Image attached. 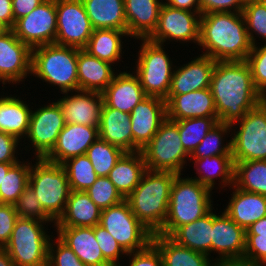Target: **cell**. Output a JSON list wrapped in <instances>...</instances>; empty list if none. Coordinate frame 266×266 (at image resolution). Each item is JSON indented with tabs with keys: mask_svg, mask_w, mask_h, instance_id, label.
<instances>
[{
	"mask_svg": "<svg viewBox=\"0 0 266 266\" xmlns=\"http://www.w3.org/2000/svg\"><path fill=\"white\" fill-rule=\"evenodd\" d=\"M94 235L104 258L112 266H120V257L128 253L121 247L115 238L101 225L94 226Z\"/></svg>",
	"mask_w": 266,
	"mask_h": 266,
	"instance_id": "7dc6e473",
	"label": "cell"
},
{
	"mask_svg": "<svg viewBox=\"0 0 266 266\" xmlns=\"http://www.w3.org/2000/svg\"><path fill=\"white\" fill-rule=\"evenodd\" d=\"M125 152L105 140L98 138L86 151V156L92 163L99 177L108 176L116 162Z\"/></svg>",
	"mask_w": 266,
	"mask_h": 266,
	"instance_id": "b9f144b4",
	"label": "cell"
},
{
	"mask_svg": "<svg viewBox=\"0 0 266 266\" xmlns=\"http://www.w3.org/2000/svg\"><path fill=\"white\" fill-rule=\"evenodd\" d=\"M93 29L127 31L124 0H82Z\"/></svg>",
	"mask_w": 266,
	"mask_h": 266,
	"instance_id": "d6a6232c",
	"label": "cell"
},
{
	"mask_svg": "<svg viewBox=\"0 0 266 266\" xmlns=\"http://www.w3.org/2000/svg\"><path fill=\"white\" fill-rule=\"evenodd\" d=\"M147 170L141 151L125 152L109 172L108 178L120 195L126 199Z\"/></svg>",
	"mask_w": 266,
	"mask_h": 266,
	"instance_id": "4dcf8cb0",
	"label": "cell"
},
{
	"mask_svg": "<svg viewBox=\"0 0 266 266\" xmlns=\"http://www.w3.org/2000/svg\"><path fill=\"white\" fill-rule=\"evenodd\" d=\"M253 83L260 94L266 97V44L261 46H252L247 56Z\"/></svg>",
	"mask_w": 266,
	"mask_h": 266,
	"instance_id": "bcb514c9",
	"label": "cell"
},
{
	"mask_svg": "<svg viewBox=\"0 0 266 266\" xmlns=\"http://www.w3.org/2000/svg\"><path fill=\"white\" fill-rule=\"evenodd\" d=\"M200 19L198 12L177 9L163 3L159 13L156 30L148 38L150 41L163 44L169 41L193 42L199 44Z\"/></svg>",
	"mask_w": 266,
	"mask_h": 266,
	"instance_id": "9a60e30c",
	"label": "cell"
},
{
	"mask_svg": "<svg viewBox=\"0 0 266 266\" xmlns=\"http://www.w3.org/2000/svg\"><path fill=\"white\" fill-rule=\"evenodd\" d=\"M52 237L55 236H51L48 245V266H86L71 248L58 237L54 240Z\"/></svg>",
	"mask_w": 266,
	"mask_h": 266,
	"instance_id": "c3c4849f",
	"label": "cell"
},
{
	"mask_svg": "<svg viewBox=\"0 0 266 266\" xmlns=\"http://www.w3.org/2000/svg\"><path fill=\"white\" fill-rule=\"evenodd\" d=\"M104 103L111 108L130 114L147 95L134 71L115 74L112 82L102 92Z\"/></svg>",
	"mask_w": 266,
	"mask_h": 266,
	"instance_id": "603a6c76",
	"label": "cell"
},
{
	"mask_svg": "<svg viewBox=\"0 0 266 266\" xmlns=\"http://www.w3.org/2000/svg\"><path fill=\"white\" fill-rule=\"evenodd\" d=\"M98 128L65 124L58 135L56 145L45 159L62 164L70 158L86 154L88 148L99 138Z\"/></svg>",
	"mask_w": 266,
	"mask_h": 266,
	"instance_id": "44dd1931",
	"label": "cell"
},
{
	"mask_svg": "<svg viewBox=\"0 0 266 266\" xmlns=\"http://www.w3.org/2000/svg\"><path fill=\"white\" fill-rule=\"evenodd\" d=\"M31 164L18 161L13 164L0 186V203L14 204L24 189L29 185Z\"/></svg>",
	"mask_w": 266,
	"mask_h": 266,
	"instance_id": "f35d334b",
	"label": "cell"
},
{
	"mask_svg": "<svg viewBox=\"0 0 266 266\" xmlns=\"http://www.w3.org/2000/svg\"><path fill=\"white\" fill-rule=\"evenodd\" d=\"M231 124L218 122L206 134L189 158H203L216 155H232V138L226 143L225 136L232 131ZM229 132V134H227ZM225 135V136H224ZM224 136V137H223Z\"/></svg>",
	"mask_w": 266,
	"mask_h": 266,
	"instance_id": "74e56055",
	"label": "cell"
},
{
	"mask_svg": "<svg viewBox=\"0 0 266 266\" xmlns=\"http://www.w3.org/2000/svg\"><path fill=\"white\" fill-rule=\"evenodd\" d=\"M12 30L31 49L54 44L57 35L56 0L42 2L28 15L16 20Z\"/></svg>",
	"mask_w": 266,
	"mask_h": 266,
	"instance_id": "5bb4252c",
	"label": "cell"
},
{
	"mask_svg": "<svg viewBox=\"0 0 266 266\" xmlns=\"http://www.w3.org/2000/svg\"><path fill=\"white\" fill-rule=\"evenodd\" d=\"M198 46L215 61L246 60L252 45L242 12L201 14Z\"/></svg>",
	"mask_w": 266,
	"mask_h": 266,
	"instance_id": "7a4b0ae2",
	"label": "cell"
},
{
	"mask_svg": "<svg viewBox=\"0 0 266 266\" xmlns=\"http://www.w3.org/2000/svg\"><path fill=\"white\" fill-rule=\"evenodd\" d=\"M57 237L86 266H112L103 256L94 235V227H56Z\"/></svg>",
	"mask_w": 266,
	"mask_h": 266,
	"instance_id": "cb8c5ba5",
	"label": "cell"
},
{
	"mask_svg": "<svg viewBox=\"0 0 266 266\" xmlns=\"http://www.w3.org/2000/svg\"><path fill=\"white\" fill-rule=\"evenodd\" d=\"M17 218L13 204L0 203V248L9 242Z\"/></svg>",
	"mask_w": 266,
	"mask_h": 266,
	"instance_id": "816d5d0a",
	"label": "cell"
},
{
	"mask_svg": "<svg viewBox=\"0 0 266 266\" xmlns=\"http://www.w3.org/2000/svg\"><path fill=\"white\" fill-rule=\"evenodd\" d=\"M111 63L90 55L79 49L77 57L78 86L80 90L102 93L112 82L117 72Z\"/></svg>",
	"mask_w": 266,
	"mask_h": 266,
	"instance_id": "484cf974",
	"label": "cell"
},
{
	"mask_svg": "<svg viewBox=\"0 0 266 266\" xmlns=\"http://www.w3.org/2000/svg\"><path fill=\"white\" fill-rule=\"evenodd\" d=\"M235 124L239 127H236ZM231 127L235 129L231 132V134L234 133L231 137L234 162L266 160L265 99L256 107L246 112L242 119L232 123Z\"/></svg>",
	"mask_w": 266,
	"mask_h": 266,
	"instance_id": "30bf717a",
	"label": "cell"
},
{
	"mask_svg": "<svg viewBox=\"0 0 266 266\" xmlns=\"http://www.w3.org/2000/svg\"><path fill=\"white\" fill-rule=\"evenodd\" d=\"M165 1L164 3L170 7L198 12L199 14H201L199 0H165Z\"/></svg>",
	"mask_w": 266,
	"mask_h": 266,
	"instance_id": "6f0895ef",
	"label": "cell"
},
{
	"mask_svg": "<svg viewBox=\"0 0 266 266\" xmlns=\"http://www.w3.org/2000/svg\"><path fill=\"white\" fill-rule=\"evenodd\" d=\"M98 132L99 138L121 148L124 152H133L130 114L108 107L104 103Z\"/></svg>",
	"mask_w": 266,
	"mask_h": 266,
	"instance_id": "4316f807",
	"label": "cell"
},
{
	"mask_svg": "<svg viewBox=\"0 0 266 266\" xmlns=\"http://www.w3.org/2000/svg\"><path fill=\"white\" fill-rule=\"evenodd\" d=\"M215 64L216 61L210 56L200 54L187 64L178 67L175 65L168 94H185L210 88Z\"/></svg>",
	"mask_w": 266,
	"mask_h": 266,
	"instance_id": "7402d4cb",
	"label": "cell"
},
{
	"mask_svg": "<svg viewBox=\"0 0 266 266\" xmlns=\"http://www.w3.org/2000/svg\"><path fill=\"white\" fill-rule=\"evenodd\" d=\"M18 217L38 221H54L42 208L35 192L28 185L13 204Z\"/></svg>",
	"mask_w": 266,
	"mask_h": 266,
	"instance_id": "f6af8a7d",
	"label": "cell"
},
{
	"mask_svg": "<svg viewBox=\"0 0 266 266\" xmlns=\"http://www.w3.org/2000/svg\"><path fill=\"white\" fill-rule=\"evenodd\" d=\"M242 14L251 45H258L257 37L264 39L266 44V7L261 2L250 3L244 6Z\"/></svg>",
	"mask_w": 266,
	"mask_h": 266,
	"instance_id": "7bdbcfd3",
	"label": "cell"
},
{
	"mask_svg": "<svg viewBox=\"0 0 266 266\" xmlns=\"http://www.w3.org/2000/svg\"><path fill=\"white\" fill-rule=\"evenodd\" d=\"M31 51L12 29L0 32V82L3 85L7 82L16 85L31 75Z\"/></svg>",
	"mask_w": 266,
	"mask_h": 266,
	"instance_id": "e0dca14e",
	"label": "cell"
},
{
	"mask_svg": "<svg viewBox=\"0 0 266 266\" xmlns=\"http://www.w3.org/2000/svg\"><path fill=\"white\" fill-rule=\"evenodd\" d=\"M65 124L62 108L57 101L31 111L24 141L27 138L31 143H28L29 149L34 147L35 158H45L52 151Z\"/></svg>",
	"mask_w": 266,
	"mask_h": 266,
	"instance_id": "7c38bea8",
	"label": "cell"
},
{
	"mask_svg": "<svg viewBox=\"0 0 266 266\" xmlns=\"http://www.w3.org/2000/svg\"><path fill=\"white\" fill-rule=\"evenodd\" d=\"M174 122L178 125L183 148L190 156L219 119L218 117H197Z\"/></svg>",
	"mask_w": 266,
	"mask_h": 266,
	"instance_id": "ab89813d",
	"label": "cell"
},
{
	"mask_svg": "<svg viewBox=\"0 0 266 266\" xmlns=\"http://www.w3.org/2000/svg\"><path fill=\"white\" fill-rule=\"evenodd\" d=\"M167 119L166 101L160 97L147 96L130 113L133 135V152L141 151Z\"/></svg>",
	"mask_w": 266,
	"mask_h": 266,
	"instance_id": "ac0fdd59",
	"label": "cell"
},
{
	"mask_svg": "<svg viewBox=\"0 0 266 266\" xmlns=\"http://www.w3.org/2000/svg\"><path fill=\"white\" fill-rule=\"evenodd\" d=\"M16 97L11 94L0 97V131L23 140L28 132L32 110L26 101Z\"/></svg>",
	"mask_w": 266,
	"mask_h": 266,
	"instance_id": "836d02e7",
	"label": "cell"
},
{
	"mask_svg": "<svg viewBox=\"0 0 266 266\" xmlns=\"http://www.w3.org/2000/svg\"><path fill=\"white\" fill-rule=\"evenodd\" d=\"M181 175L173 181L167 217L158 234L169 236L177 227L196 221L214 209L211 200L213 191Z\"/></svg>",
	"mask_w": 266,
	"mask_h": 266,
	"instance_id": "277c9868",
	"label": "cell"
},
{
	"mask_svg": "<svg viewBox=\"0 0 266 266\" xmlns=\"http://www.w3.org/2000/svg\"><path fill=\"white\" fill-rule=\"evenodd\" d=\"M57 35L54 44L84 49L93 33L82 0H56Z\"/></svg>",
	"mask_w": 266,
	"mask_h": 266,
	"instance_id": "4fadbf2b",
	"label": "cell"
},
{
	"mask_svg": "<svg viewBox=\"0 0 266 266\" xmlns=\"http://www.w3.org/2000/svg\"><path fill=\"white\" fill-rule=\"evenodd\" d=\"M64 94L57 102L62 108L66 124H79L99 127L104 98L102 93L87 90H75ZM77 92V93H76ZM71 93V96L69 95Z\"/></svg>",
	"mask_w": 266,
	"mask_h": 266,
	"instance_id": "d6986e66",
	"label": "cell"
},
{
	"mask_svg": "<svg viewBox=\"0 0 266 266\" xmlns=\"http://www.w3.org/2000/svg\"><path fill=\"white\" fill-rule=\"evenodd\" d=\"M99 225L104 227L127 253L142 250L152 242L153 233L132 213L126 200L103 209Z\"/></svg>",
	"mask_w": 266,
	"mask_h": 266,
	"instance_id": "8fae6325",
	"label": "cell"
},
{
	"mask_svg": "<svg viewBox=\"0 0 266 266\" xmlns=\"http://www.w3.org/2000/svg\"><path fill=\"white\" fill-rule=\"evenodd\" d=\"M211 253H219L215 263L243 262L246 247V230L234 222L225 212L212 211Z\"/></svg>",
	"mask_w": 266,
	"mask_h": 266,
	"instance_id": "2e32d148",
	"label": "cell"
},
{
	"mask_svg": "<svg viewBox=\"0 0 266 266\" xmlns=\"http://www.w3.org/2000/svg\"><path fill=\"white\" fill-rule=\"evenodd\" d=\"M169 237L179 245L211 256L212 210L196 221L177 227Z\"/></svg>",
	"mask_w": 266,
	"mask_h": 266,
	"instance_id": "e575fe53",
	"label": "cell"
},
{
	"mask_svg": "<svg viewBox=\"0 0 266 266\" xmlns=\"http://www.w3.org/2000/svg\"><path fill=\"white\" fill-rule=\"evenodd\" d=\"M55 221H38L18 217L4 249L15 266H48V245L51 239L46 231V223Z\"/></svg>",
	"mask_w": 266,
	"mask_h": 266,
	"instance_id": "52a82bcc",
	"label": "cell"
},
{
	"mask_svg": "<svg viewBox=\"0 0 266 266\" xmlns=\"http://www.w3.org/2000/svg\"><path fill=\"white\" fill-rule=\"evenodd\" d=\"M261 0H242L243 2V5H247V4H250V3H256V2H260Z\"/></svg>",
	"mask_w": 266,
	"mask_h": 266,
	"instance_id": "be15d7a7",
	"label": "cell"
},
{
	"mask_svg": "<svg viewBox=\"0 0 266 266\" xmlns=\"http://www.w3.org/2000/svg\"><path fill=\"white\" fill-rule=\"evenodd\" d=\"M85 192L101 210L115 206L125 200L107 176L98 177Z\"/></svg>",
	"mask_w": 266,
	"mask_h": 266,
	"instance_id": "ee69618b",
	"label": "cell"
},
{
	"mask_svg": "<svg viewBox=\"0 0 266 266\" xmlns=\"http://www.w3.org/2000/svg\"><path fill=\"white\" fill-rule=\"evenodd\" d=\"M6 28L0 23V32L4 31Z\"/></svg>",
	"mask_w": 266,
	"mask_h": 266,
	"instance_id": "e7e4bbea",
	"label": "cell"
},
{
	"mask_svg": "<svg viewBox=\"0 0 266 266\" xmlns=\"http://www.w3.org/2000/svg\"><path fill=\"white\" fill-rule=\"evenodd\" d=\"M177 174L146 170L140 183L125 199L137 219L153 234L164 225L171 187Z\"/></svg>",
	"mask_w": 266,
	"mask_h": 266,
	"instance_id": "3957f363",
	"label": "cell"
},
{
	"mask_svg": "<svg viewBox=\"0 0 266 266\" xmlns=\"http://www.w3.org/2000/svg\"><path fill=\"white\" fill-rule=\"evenodd\" d=\"M163 3V0H124L127 33L130 38L148 39L153 34Z\"/></svg>",
	"mask_w": 266,
	"mask_h": 266,
	"instance_id": "d4e9b609",
	"label": "cell"
},
{
	"mask_svg": "<svg viewBox=\"0 0 266 266\" xmlns=\"http://www.w3.org/2000/svg\"><path fill=\"white\" fill-rule=\"evenodd\" d=\"M152 243L158 248L163 266H214V258L179 245L169 236L153 234ZM211 258V259H210Z\"/></svg>",
	"mask_w": 266,
	"mask_h": 266,
	"instance_id": "1f68e13d",
	"label": "cell"
},
{
	"mask_svg": "<svg viewBox=\"0 0 266 266\" xmlns=\"http://www.w3.org/2000/svg\"><path fill=\"white\" fill-rule=\"evenodd\" d=\"M127 256L129 259L132 257L128 266H163L162 256L152 242L142 250L129 252Z\"/></svg>",
	"mask_w": 266,
	"mask_h": 266,
	"instance_id": "f907efd6",
	"label": "cell"
},
{
	"mask_svg": "<svg viewBox=\"0 0 266 266\" xmlns=\"http://www.w3.org/2000/svg\"><path fill=\"white\" fill-rule=\"evenodd\" d=\"M78 48L57 44L40 45L31 51V75L57 86L60 93L79 90Z\"/></svg>",
	"mask_w": 266,
	"mask_h": 266,
	"instance_id": "5b68a950",
	"label": "cell"
},
{
	"mask_svg": "<svg viewBox=\"0 0 266 266\" xmlns=\"http://www.w3.org/2000/svg\"><path fill=\"white\" fill-rule=\"evenodd\" d=\"M141 40L140 49L135 62L134 73L138 76L147 96L166 99L171 85L174 67L171 58L165 52L163 44L149 39Z\"/></svg>",
	"mask_w": 266,
	"mask_h": 266,
	"instance_id": "ba28073f",
	"label": "cell"
},
{
	"mask_svg": "<svg viewBox=\"0 0 266 266\" xmlns=\"http://www.w3.org/2000/svg\"><path fill=\"white\" fill-rule=\"evenodd\" d=\"M13 164L15 163H0V186L2 185L3 178Z\"/></svg>",
	"mask_w": 266,
	"mask_h": 266,
	"instance_id": "94428289",
	"label": "cell"
},
{
	"mask_svg": "<svg viewBox=\"0 0 266 266\" xmlns=\"http://www.w3.org/2000/svg\"><path fill=\"white\" fill-rule=\"evenodd\" d=\"M21 140L13 135L0 131V163H17L20 159H17L16 152Z\"/></svg>",
	"mask_w": 266,
	"mask_h": 266,
	"instance_id": "db71d44e",
	"label": "cell"
},
{
	"mask_svg": "<svg viewBox=\"0 0 266 266\" xmlns=\"http://www.w3.org/2000/svg\"><path fill=\"white\" fill-rule=\"evenodd\" d=\"M246 234L266 235V217H263L246 229Z\"/></svg>",
	"mask_w": 266,
	"mask_h": 266,
	"instance_id": "680465c9",
	"label": "cell"
},
{
	"mask_svg": "<svg viewBox=\"0 0 266 266\" xmlns=\"http://www.w3.org/2000/svg\"><path fill=\"white\" fill-rule=\"evenodd\" d=\"M165 101L167 119L171 121L197 117H217L215 102L210 88L185 94H168Z\"/></svg>",
	"mask_w": 266,
	"mask_h": 266,
	"instance_id": "ffe728a7",
	"label": "cell"
},
{
	"mask_svg": "<svg viewBox=\"0 0 266 266\" xmlns=\"http://www.w3.org/2000/svg\"><path fill=\"white\" fill-rule=\"evenodd\" d=\"M201 14L217 12H242V0H199Z\"/></svg>",
	"mask_w": 266,
	"mask_h": 266,
	"instance_id": "f5cc1de1",
	"label": "cell"
},
{
	"mask_svg": "<svg viewBox=\"0 0 266 266\" xmlns=\"http://www.w3.org/2000/svg\"><path fill=\"white\" fill-rule=\"evenodd\" d=\"M214 266H251L243 262H230V263H215Z\"/></svg>",
	"mask_w": 266,
	"mask_h": 266,
	"instance_id": "6125c7cd",
	"label": "cell"
},
{
	"mask_svg": "<svg viewBox=\"0 0 266 266\" xmlns=\"http://www.w3.org/2000/svg\"><path fill=\"white\" fill-rule=\"evenodd\" d=\"M146 168L151 171L182 174L189 155L183 148L178 125L166 119L151 141L141 149Z\"/></svg>",
	"mask_w": 266,
	"mask_h": 266,
	"instance_id": "9c48e42d",
	"label": "cell"
},
{
	"mask_svg": "<svg viewBox=\"0 0 266 266\" xmlns=\"http://www.w3.org/2000/svg\"><path fill=\"white\" fill-rule=\"evenodd\" d=\"M102 210L85 191H72L63 214L55 227H94L99 224Z\"/></svg>",
	"mask_w": 266,
	"mask_h": 266,
	"instance_id": "f1b7e54d",
	"label": "cell"
},
{
	"mask_svg": "<svg viewBox=\"0 0 266 266\" xmlns=\"http://www.w3.org/2000/svg\"><path fill=\"white\" fill-rule=\"evenodd\" d=\"M31 162L29 186L35 192L43 210L56 222L63 214L71 192L65 169L45 158Z\"/></svg>",
	"mask_w": 266,
	"mask_h": 266,
	"instance_id": "8992f818",
	"label": "cell"
},
{
	"mask_svg": "<svg viewBox=\"0 0 266 266\" xmlns=\"http://www.w3.org/2000/svg\"><path fill=\"white\" fill-rule=\"evenodd\" d=\"M231 187L234 190L224 212L234 222L246 230L259 219L266 217V196L238 189L234 185Z\"/></svg>",
	"mask_w": 266,
	"mask_h": 266,
	"instance_id": "83f0119b",
	"label": "cell"
},
{
	"mask_svg": "<svg viewBox=\"0 0 266 266\" xmlns=\"http://www.w3.org/2000/svg\"><path fill=\"white\" fill-rule=\"evenodd\" d=\"M243 263L251 266L266 263V235L246 234Z\"/></svg>",
	"mask_w": 266,
	"mask_h": 266,
	"instance_id": "681fc988",
	"label": "cell"
},
{
	"mask_svg": "<svg viewBox=\"0 0 266 266\" xmlns=\"http://www.w3.org/2000/svg\"><path fill=\"white\" fill-rule=\"evenodd\" d=\"M190 162L193 160L194 168L196 169L195 174L198 177H189L193 180L198 181L200 184L209 188L211 191L214 189L215 180L221 178L222 189L224 187H231L234 185V171L235 163L232 155H216L211 157L203 158H190ZM204 171V172H203ZM203 173V174H202Z\"/></svg>",
	"mask_w": 266,
	"mask_h": 266,
	"instance_id": "f546056e",
	"label": "cell"
},
{
	"mask_svg": "<svg viewBox=\"0 0 266 266\" xmlns=\"http://www.w3.org/2000/svg\"><path fill=\"white\" fill-rule=\"evenodd\" d=\"M234 186L266 196V160L234 162Z\"/></svg>",
	"mask_w": 266,
	"mask_h": 266,
	"instance_id": "8d00e7d4",
	"label": "cell"
},
{
	"mask_svg": "<svg viewBox=\"0 0 266 266\" xmlns=\"http://www.w3.org/2000/svg\"><path fill=\"white\" fill-rule=\"evenodd\" d=\"M210 89L219 122L232 124L265 98L255 88L251 70L243 61H216Z\"/></svg>",
	"mask_w": 266,
	"mask_h": 266,
	"instance_id": "6da1fadb",
	"label": "cell"
},
{
	"mask_svg": "<svg viewBox=\"0 0 266 266\" xmlns=\"http://www.w3.org/2000/svg\"><path fill=\"white\" fill-rule=\"evenodd\" d=\"M61 165L65 169L72 191H86L99 177L85 154L70 158Z\"/></svg>",
	"mask_w": 266,
	"mask_h": 266,
	"instance_id": "60d3db41",
	"label": "cell"
},
{
	"mask_svg": "<svg viewBox=\"0 0 266 266\" xmlns=\"http://www.w3.org/2000/svg\"><path fill=\"white\" fill-rule=\"evenodd\" d=\"M45 0H12L14 21L28 15Z\"/></svg>",
	"mask_w": 266,
	"mask_h": 266,
	"instance_id": "11a10c76",
	"label": "cell"
},
{
	"mask_svg": "<svg viewBox=\"0 0 266 266\" xmlns=\"http://www.w3.org/2000/svg\"><path fill=\"white\" fill-rule=\"evenodd\" d=\"M257 266H266V263L259 264Z\"/></svg>",
	"mask_w": 266,
	"mask_h": 266,
	"instance_id": "003e7915",
	"label": "cell"
},
{
	"mask_svg": "<svg viewBox=\"0 0 266 266\" xmlns=\"http://www.w3.org/2000/svg\"><path fill=\"white\" fill-rule=\"evenodd\" d=\"M0 266H15L4 248H0Z\"/></svg>",
	"mask_w": 266,
	"mask_h": 266,
	"instance_id": "91938a15",
	"label": "cell"
},
{
	"mask_svg": "<svg viewBox=\"0 0 266 266\" xmlns=\"http://www.w3.org/2000/svg\"><path fill=\"white\" fill-rule=\"evenodd\" d=\"M260 2L266 7V0H261Z\"/></svg>",
	"mask_w": 266,
	"mask_h": 266,
	"instance_id": "03108f58",
	"label": "cell"
},
{
	"mask_svg": "<svg viewBox=\"0 0 266 266\" xmlns=\"http://www.w3.org/2000/svg\"><path fill=\"white\" fill-rule=\"evenodd\" d=\"M0 23L6 29H12L15 21L13 16L12 0H0Z\"/></svg>",
	"mask_w": 266,
	"mask_h": 266,
	"instance_id": "9f6ffc18",
	"label": "cell"
},
{
	"mask_svg": "<svg viewBox=\"0 0 266 266\" xmlns=\"http://www.w3.org/2000/svg\"><path fill=\"white\" fill-rule=\"evenodd\" d=\"M123 36L130 37L127 31L115 29H94L84 48L90 55L100 60L116 64L122 60ZM116 62V63H115Z\"/></svg>",
	"mask_w": 266,
	"mask_h": 266,
	"instance_id": "d590c367",
	"label": "cell"
}]
</instances>
